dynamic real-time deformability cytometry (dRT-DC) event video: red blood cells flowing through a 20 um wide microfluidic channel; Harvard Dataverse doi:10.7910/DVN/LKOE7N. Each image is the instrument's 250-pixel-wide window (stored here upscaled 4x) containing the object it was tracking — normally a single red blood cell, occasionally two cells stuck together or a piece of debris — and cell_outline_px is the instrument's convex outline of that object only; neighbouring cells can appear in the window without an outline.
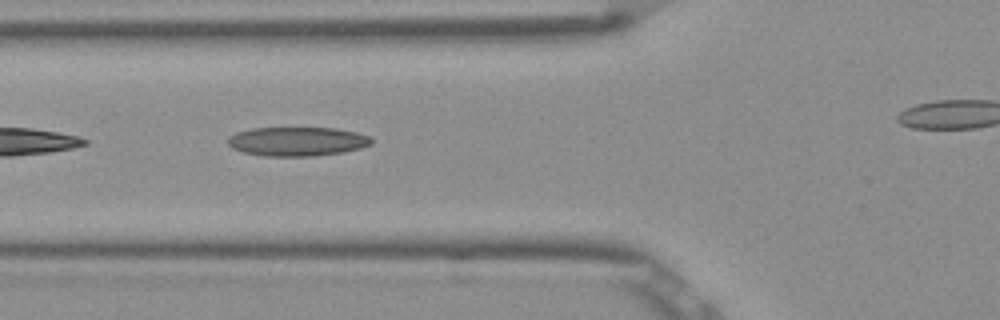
{"species": "Egyptian fruit bat (a non-hibernating species)", "species_latin": "Rousettus aegyptiacus", "temperature_condition": "room temperature", "stored_images_in_passage": 9, "camera_frame_rate_fps": 3000, "um_per_image_px": 0.085, "frame": {"image": 1, "passage_image": 6, "time_ms": 1.667, "image_size_px": [1000, 320], "cell_outline_px": [[372, 144], [360, 148], [344, 152], [316, 156], [264, 156], [244, 152], [232, 148], [228, 144], [228, 136], [236, 132], [252, 128], [336, 128], [356, 132], [368, 136], [372, 140]], "centroid_in_image_um": [25.25, 12.02], "position_along_channel_um": 100.5, "area_um2": 24.39}}
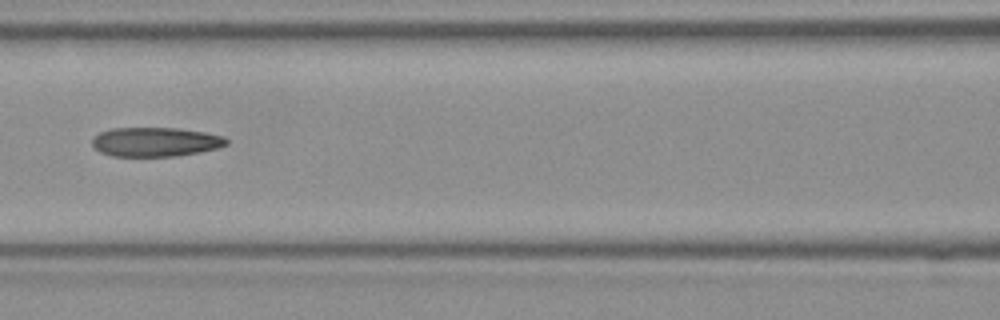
{"frame": {"image": 2, "passage_image": 7, "time_ms": 2.0, "image_size_px": [1000, 320], "cell_outline_px": [[228, 144], [216, 148], [200, 152], [176, 156], [112, 156], [100, 152], [92, 144], [92, 140], [100, 132], [112, 128], [176, 128], [204, 132], [224, 136], [228, 140]], "centroid_in_image_um": [13.22, 12.06], "position_along_channel_um": 153.4, "area_um2": 22.77}}
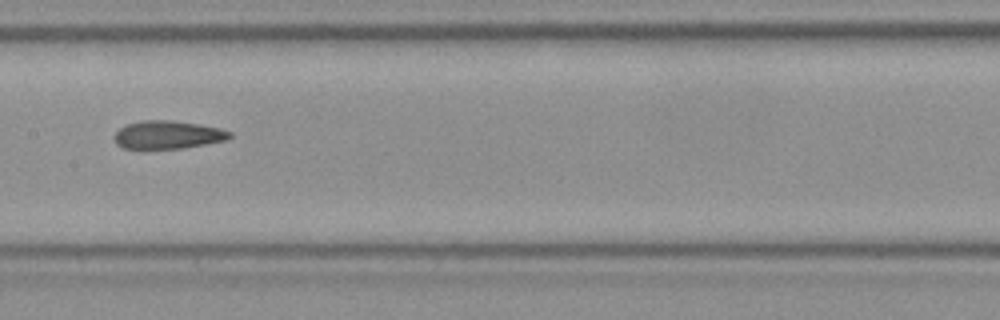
{"frame": {"image": 3, "passage_image": 9, "time_ms": 2.667, "image_size_px": [1000, 320], "cell_outline_px": [[232, 136], [228, 140], [184, 148], [124, 148], [116, 144], [112, 136], [120, 128], [128, 124], [144, 120], [172, 120], [220, 128], [232, 132]], "centroid_in_image_um": [14.28, 11.46], "position_along_channel_um": 193.1, "area_um2": 18.84}}